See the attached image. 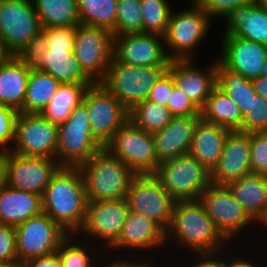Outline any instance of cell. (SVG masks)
I'll return each mask as SVG.
<instances>
[{
	"mask_svg": "<svg viewBox=\"0 0 267 267\" xmlns=\"http://www.w3.org/2000/svg\"><path fill=\"white\" fill-rule=\"evenodd\" d=\"M85 184L79 167H61L42 195V209L69 235L83 227L87 211Z\"/></svg>",
	"mask_w": 267,
	"mask_h": 267,
	"instance_id": "cell-1",
	"label": "cell"
},
{
	"mask_svg": "<svg viewBox=\"0 0 267 267\" xmlns=\"http://www.w3.org/2000/svg\"><path fill=\"white\" fill-rule=\"evenodd\" d=\"M169 236L197 254L220 253L228 241L216 228L199 200L174 202L171 222L165 230V241Z\"/></svg>",
	"mask_w": 267,
	"mask_h": 267,
	"instance_id": "cell-2",
	"label": "cell"
},
{
	"mask_svg": "<svg viewBox=\"0 0 267 267\" xmlns=\"http://www.w3.org/2000/svg\"><path fill=\"white\" fill-rule=\"evenodd\" d=\"M88 202L123 199L137 175L105 147L79 166Z\"/></svg>",
	"mask_w": 267,
	"mask_h": 267,
	"instance_id": "cell-3",
	"label": "cell"
},
{
	"mask_svg": "<svg viewBox=\"0 0 267 267\" xmlns=\"http://www.w3.org/2000/svg\"><path fill=\"white\" fill-rule=\"evenodd\" d=\"M168 66H134L118 62L114 57L100 82L129 111L135 104L147 100L155 83Z\"/></svg>",
	"mask_w": 267,
	"mask_h": 267,
	"instance_id": "cell-4",
	"label": "cell"
},
{
	"mask_svg": "<svg viewBox=\"0 0 267 267\" xmlns=\"http://www.w3.org/2000/svg\"><path fill=\"white\" fill-rule=\"evenodd\" d=\"M103 148L91 134L88 111L83 103L58 125L56 156L62 167H79Z\"/></svg>",
	"mask_w": 267,
	"mask_h": 267,
	"instance_id": "cell-5",
	"label": "cell"
},
{
	"mask_svg": "<svg viewBox=\"0 0 267 267\" xmlns=\"http://www.w3.org/2000/svg\"><path fill=\"white\" fill-rule=\"evenodd\" d=\"M153 174L174 201L198 200L211 184L210 171L189 154L161 162Z\"/></svg>",
	"mask_w": 267,
	"mask_h": 267,
	"instance_id": "cell-6",
	"label": "cell"
},
{
	"mask_svg": "<svg viewBox=\"0 0 267 267\" xmlns=\"http://www.w3.org/2000/svg\"><path fill=\"white\" fill-rule=\"evenodd\" d=\"M105 148L136 174H153L160 164L153 134L136 127L129 120Z\"/></svg>",
	"mask_w": 267,
	"mask_h": 267,
	"instance_id": "cell-7",
	"label": "cell"
},
{
	"mask_svg": "<svg viewBox=\"0 0 267 267\" xmlns=\"http://www.w3.org/2000/svg\"><path fill=\"white\" fill-rule=\"evenodd\" d=\"M82 103L88 111L91 134L103 147L129 120L127 108L100 83L89 86Z\"/></svg>",
	"mask_w": 267,
	"mask_h": 267,
	"instance_id": "cell-8",
	"label": "cell"
},
{
	"mask_svg": "<svg viewBox=\"0 0 267 267\" xmlns=\"http://www.w3.org/2000/svg\"><path fill=\"white\" fill-rule=\"evenodd\" d=\"M73 52L84 73L94 83H100L113 57L112 32L102 27L78 24Z\"/></svg>",
	"mask_w": 267,
	"mask_h": 267,
	"instance_id": "cell-9",
	"label": "cell"
},
{
	"mask_svg": "<svg viewBox=\"0 0 267 267\" xmlns=\"http://www.w3.org/2000/svg\"><path fill=\"white\" fill-rule=\"evenodd\" d=\"M15 232L17 258L21 263L55 253L69 235L44 212L16 226Z\"/></svg>",
	"mask_w": 267,
	"mask_h": 267,
	"instance_id": "cell-10",
	"label": "cell"
},
{
	"mask_svg": "<svg viewBox=\"0 0 267 267\" xmlns=\"http://www.w3.org/2000/svg\"><path fill=\"white\" fill-rule=\"evenodd\" d=\"M190 10H182L170 15L164 46L171 48L170 60L192 59L193 49L204 39L210 24L208 13L193 4Z\"/></svg>",
	"mask_w": 267,
	"mask_h": 267,
	"instance_id": "cell-11",
	"label": "cell"
},
{
	"mask_svg": "<svg viewBox=\"0 0 267 267\" xmlns=\"http://www.w3.org/2000/svg\"><path fill=\"white\" fill-rule=\"evenodd\" d=\"M41 30L32 0H0V38L12 55L19 54Z\"/></svg>",
	"mask_w": 267,
	"mask_h": 267,
	"instance_id": "cell-12",
	"label": "cell"
},
{
	"mask_svg": "<svg viewBox=\"0 0 267 267\" xmlns=\"http://www.w3.org/2000/svg\"><path fill=\"white\" fill-rule=\"evenodd\" d=\"M216 228L228 240L256 221L234 198L227 185L210 184L198 199Z\"/></svg>",
	"mask_w": 267,
	"mask_h": 267,
	"instance_id": "cell-13",
	"label": "cell"
},
{
	"mask_svg": "<svg viewBox=\"0 0 267 267\" xmlns=\"http://www.w3.org/2000/svg\"><path fill=\"white\" fill-rule=\"evenodd\" d=\"M126 199L129 210L153 219L164 230L169 227L175 201L154 174H137Z\"/></svg>",
	"mask_w": 267,
	"mask_h": 267,
	"instance_id": "cell-14",
	"label": "cell"
},
{
	"mask_svg": "<svg viewBox=\"0 0 267 267\" xmlns=\"http://www.w3.org/2000/svg\"><path fill=\"white\" fill-rule=\"evenodd\" d=\"M14 145L9 150L19 155L57 158L58 125L40 114L18 112Z\"/></svg>",
	"mask_w": 267,
	"mask_h": 267,
	"instance_id": "cell-15",
	"label": "cell"
},
{
	"mask_svg": "<svg viewBox=\"0 0 267 267\" xmlns=\"http://www.w3.org/2000/svg\"><path fill=\"white\" fill-rule=\"evenodd\" d=\"M61 167L56 158L23 156L9 151L6 184L42 196Z\"/></svg>",
	"mask_w": 267,
	"mask_h": 267,
	"instance_id": "cell-16",
	"label": "cell"
},
{
	"mask_svg": "<svg viewBox=\"0 0 267 267\" xmlns=\"http://www.w3.org/2000/svg\"><path fill=\"white\" fill-rule=\"evenodd\" d=\"M162 39V41H161ZM164 37L150 33H127L113 37V57L134 66H168Z\"/></svg>",
	"mask_w": 267,
	"mask_h": 267,
	"instance_id": "cell-17",
	"label": "cell"
},
{
	"mask_svg": "<svg viewBox=\"0 0 267 267\" xmlns=\"http://www.w3.org/2000/svg\"><path fill=\"white\" fill-rule=\"evenodd\" d=\"M128 213L126 198L88 202L85 222L78 234L100 238L110 248L118 240Z\"/></svg>",
	"mask_w": 267,
	"mask_h": 267,
	"instance_id": "cell-18",
	"label": "cell"
},
{
	"mask_svg": "<svg viewBox=\"0 0 267 267\" xmlns=\"http://www.w3.org/2000/svg\"><path fill=\"white\" fill-rule=\"evenodd\" d=\"M221 46L218 60L229 70L251 80L267 75V45L224 35Z\"/></svg>",
	"mask_w": 267,
	"mask_h": 267,
	"instance_id": "cell-19",
	"label": "cell"
},
{
	"mask_svg": "<svg viewBox=\"0 0 267 267\" xmlns=\"http://www.w3.org/2000/svg\"><path fill=\"white\" fill-rule=\"evenodd\" d=\"M251 174L250 133L230 131L221 157L210 172L212 184L227 185L230 181Z\"/></svg>",
	"mask_w": 267,
	"mask_h": 267,
	"instance_id": "cell-20",
	"label": "cell"
},
{
	"mask_svg": "<svg viewBox=\"0 0 267 267\" xmlns=\"http://www.w3.org/2000/svg\"><path fill=\"white\" fill-rule=\"evenodd\" d=\"M208 70L196 68L192 59L170 60L167 71L172 75L175 86L201 110L216 84V62Z\"/></svg>",
	"mask_w": 267,
	"mask_h": 267,
	"instance_id": "cell-21",
	"label": "cell"
},
{
	"mask_svg": "<svg viewBox=\"0 0 267 267\" xmlns=\"http://www.w3.org/2000/svg\"><path fill=\"white\" fill-rule=\"evenodd\" d=\"M200 118L201 116L173 117L165 128L153 134L159 163L188 154Z\"/></svg>",
	"mask_w": 267,
	"mask_h": 267,
	"instance_id": "cell-22",
	"label": "cell"
},
{
	"mask_svg": "<svg viewBox=\"0 0 267 267\" xmlns=\"http://www.w3.org/2000/svg\"><path fill=\"white\" fill-rule=\"evenodd\" d=\"M165 230L153 219L129 210L118 240L110 247L153 249L165 243Z\"/></svg>",
	"mask_w": 267,
	"mask_h": 267,
	"instance_id": "cell-23",
	"label": "cell"
},
{
	"mask_svg": "<svg viewBox=\"0 0 267 267\" xmlns=\"http://www.w3.org/2000/svg\"><path fill=\"white\" fill-rule=\"evenodd\" d=\"M224 35H235L242 39L267 45V9L256 0L233 9L226 17Z\"/></svg>",
	"mask_w": 267,
	"mask_h": 267,
	"instance_id": "cell-24",
	"label": "cell"
},
{
	"mask_svg": "<svg viewBox=\"0 0 267 267\" xmlns=\"http://www.w3.org/2000/svg\"><path fill=\"white\" fill-rule=\"evenodd\" d=\"M229 132V129L201 117L196 124L188 154L211 172L221 157Z\"/></svg>",
	"mask_w": 267,
	"mask_h": 267,
	"instance_id": "cell-25",
	"label": "cell"
},
{
	"mask_svg": "<svg viewBox=\"0 0 267 267\" xmlns=\"http://www.w3.org/2000/svg\"><path fill=\"white\" fill-rule=\"evenodd\" d=\"M234 198L258 223L267 220V175L248 174L227 184Z\"/></svg>",
	"mask_w": 267,
	"mask_h": 267,
	"instance_id": "cell-26",
	"label": "cell"
},
{
	"mask_svg": "<svg viewBox=\"0 0 267 267\" xmlns=\"http://www.w3.org/2000/svg\"><path fill=\"white\" fill-rule=\"evenodd\" d=\"M42 212V196L7 184L0 189V224L16 227Z\"/></svg>",
	"mask_w": 267,
	"mask_h": 267,
	"instance_id": "cell-27",
	"label": "cell"
},
{
	"mask_svg": "<svg viewBox=\"0 0 267 267\" xmlns=\"http://www.w3.org/2000/svg\"><path fill=\"white\" fill-rule=\"evenodd\" d=\"M30 71L16 55L0 64V105L23 108Z\"/></svg>",
	"mask_w": 267,
	"mask_h": 267,
	"instance_id": "cell-28",
	"label": "cell"
},
{
	"mask_svg": "<svg viewBox=\"0 0 267 267\" xmlns=\"http://www.w3.org/2000/svg\"><path fill=\"white\" fill-rule=\"evenodd\" d=\"M34 69L48 73L61 84H94L80 67L73 50L49 49Z\"/></svg>",
	"mask_w": 267,
	"mask_h": 267,
	"instance_id": "cell-29",
	"label": "cell"
},
{
	"mask_svg": "<svg viewBox=\"0 0 267 267\" xmlns=\"http://www.w3.org/2000/svg\"><path fill=\"white\" fill-rule=\"evenodd\" d=\"M201 117L207 122L221 125L230 131L242 132L243 116L238 105L217 86L201 109Z\"/></svg>",
	"mask_w": 267,
	"mask_h": 267,
	"instance_id": "cell-30",
	"label": "cell"
},
{
	"mask_svg": "<svg viewBox=\"0 0 267 267\" xmlns=\"http://www.w3.org/2000/svg\"><path fill=\"white\" fill-rule=\"evenodd\" d=\"M216 84L235 104L244 117L250 109L253 97H256L251 79L226 68L218 59L216 61Z\"/></svg>",
	"mask_w": 267,
	"mask_h": 267,
	"instance_id": "cell-31",
	"label": "cell"
},
{
	"mask_svg": "<svg viewBox=\"0 0 267 267\" xmlns=\"http://www.w3.org/2000/svg\"><path fill=\"white\" fill-rule=\"evenodd\" d=\"M93 84H60L56 93L40 115L53 124L60 125L68 119Z\"/></svg>",
	"mask_w": 267,
	"mask_h": 267,
	"instance_id": "cell-32",
	"label": "cell"
},
{
	"mask_svg": "<svg viewBox=\"0 0 267 267\" xmlns=\"http://www.w3.org/2000/svg\"><path fill=\"white\" fill-rule=\"evenodd\" d=\"M61 83L54 77L37 69H31L26 87L23 108L26 114H40L48 105Z\"/></svg>",
	"mask_w": 267,
	"mask_h": 267,
	"instance_id": "cell-33",
	"label": "cell"
},
{
	"mask_svg": "<svg viewBox=\"0 0 267 267\" xmlns=\"http://www.w3.org/2000/svg\"><path fill=\"white\" fill-rule=\"evenodd\" d=\"M42 29L80 24L77 0H32Z\"/></svg>",
	"mask_w": 267,
	"mask_h": 267,
	"instance_id": "cell-34",
	"label": "cell"
},
{
	"mask_svg": "<svg viewBox=\"0 0 267 267\" xmlns=\"http://www.w3.org/2000/svg\"><path fill=\"white\" fill-rule=\"evenodd\" d=\"M172 118L167 106L159 105L150 100L139 102L129 110V121L151 134L165 128Z\"/></svg>",
	"mask_w": 267,
	"mask_h": 267,
	"instance_id": "cell-35",
	"label": "cell"
},
{
	"mask_svg": "<svg viewBox=\"0 0 267 267\" xmlns=\"http://www.w3.org/2000/svg\"><path fill=\"white\" fill-rule=\"evenodd\" d=\"M80 24L102 27L113 32L117 0H77Z\"/></svg>",
	"mask_w": 267,
	"mask_h": 267,
	"instance_id": "cell-36",
	"label": "cell"
},
{
	"mask_svg": "<svg viewBox=\"0 0 267 267\" xmlns=\"http://www.w3.org/2000/svg\"><path fill=\"white\" fill-rule=\"evenodd\" d=\"M168 0H140L143 16V33L165 36L172 8Z\"/></svg>",
	"mask_w": 267,
	"mask_h": 267,
	"instance_id": "cell-37",
	"label": "cell"
},
{
	"mask_svg": "<svg viewBox=\"0 0 267 267\" xmlns=\"http://www.w3.org/2000/svg\"><path fill=\"white\" fill-rule=\"evenodd\" d=\"M127 33H143L140 0H117V17L112 35Z\"/></svg>",
	"mask_w": 267,
	"mask_h": 267,
	"instance_id": "cell-38",
	"label": "cell"
},
{
	"mask_svg": "<svg viewBox=\"0 0 267 267\" xmlns=\"http://www.w3.org/2000/svg\"><path fill=\"white\" fill-rule=\"evenodd\" d=\"M72 237L68 235L57 248V253L60 258L61 267H90L91 259L89 252L84 246L74 243ZM72 240V241H71ZM72 242V243H71Z\"/></svg>",
	"mask_w": 267,
	"mask_h": 267,
	"instance_id": "cell-39",
	"label": "cell"
},
{
	"mask_svg": "<svg viewBox=\"0 0 267 267\" xmlns=\"http://www.w3.org/2000/svg\"><path fill=\"white\" fill-rule=\"evenodd\" d=\"M267 131V98L256 96L252 99L249 112L243 117L242 132Z\"/></svg>",
	"mask_w": 267,
	"mask_h": 267,
	"instance_id": "cell-40",
	"label": "cell"
},
{
	"mask_svg": "<svg viewBox=\"0 0 267 267\" xmlns=\"http://www.w3.org/2000/svg\"><path fill=\"white\" fill-rule=\"evenodd\" d=\"M251 173L267 175V131L250 133Z\"/></svg>",
	"mask_w": 267,
	"mask_h": 267,
	"instance_id": "cell-41",
	"label": "cell"
},
{
	"mask_svg": "<svg viewBox=\"0 0 267 267\" xmlns=\"http://www.w3.org/2000/svg\"><path fill=\"white\" fill-rule=\"evenodd\" d=\"M48 50L49 46L47 45L46 32L42 29L16 56L27 65L28 68L34 69L40 63L43 53Z\"/></svg>",
	"mask_w": 267,
	"mask_h": 267,
	"instance_id": "cell-42",
	"label": "cell"
},
{
	"mask_svg": "<svg viewBox=\"0 0 267 267\" xmlns=\"http://www.w3.org/2000/svg\"><path fill=\"white\" fill-rule=\"evenodd\" d=\"M43 30L46 32L49 49L73 50L76 26H54Z\"/></svg>",
	"mask_w": 267,
	"mask_h": 267,
	"instance_id": "cell-43",
	"label": "cell"
},
{
	"mask_svg": "<svg viewBox=\"0 0 267 267\" xmlns=\"http://www.w3.org/2000/svg\"><path fill=\"white\" fill-rule=\"evenodd\" d=\"M167 108L173 117L201 116V110L176 86L173 87Z\"/></svg>",
	"mask_w": 267,
	"mask_h": 267,
	"instance_id": "cell-44",
	"label": "cell"
},
{
	"mask_svg": "<svg viewBox=\"0 0 267 267\" xmlns=\"http://www.w3.org/2000/svg\"><path fill=\"white\" fill-rule=\"evenodd\" d=\"M19 262L15 226L0 224V265Z\"/></svg>",
	"mask_w": 267,
	"mask_h": 267,
	"instance_id": "cell-45",
	"label": "cell"
},
{
	"mask_svg": "<svg viewBox=\"0 0 267 267\" xmlns=\"http://www.w3.org/2000/svg\"><path fill=\"white\" fill-rule=\"evenodd\" d=\"M18 112L9 106L0 105V146L1 150L5 149V145L14 142L15 139V121Z\"/></svg>",
	"mask_w": 267,
	"mask_h": 267,
	"instance_id": "cell-46",
	"label": "cell"
},
{
	"mask_svg": "<svg viewBox=\"0 0 267 267\" xmlns=\"http://www.w3.org/2000/svg\"><path fill=\"white\" fill-rule=\"evenodd\" d=\"M174 86L175 81L172 75L166 71L151 89L147 100L167 106Z\"/></svg>",
	"mask_w": 267,
	"mask_h": 267,
	"instance_id": "cell-47",
	"label": "cell"
},
{
	"mask_svg": "<svg viewBox=\"0 0 267 267\" xmlns=\"http://www.w3.org/2000/svg\"><path fill=\"white\" fill-rule=\"evenodd\" d=\"M253 0H203L199 5L212 16H227L233 9L238 6L246 5Z\"/></svg>",
	"mask_w": 267,
	"mask_h": 267,
	"instance_id": "cell-48",
	"label": "cell"
},
{
	"mask_svg": "<svg viewBox=\"0 0 267 267\" xmlns=\"http://www.w3.org/2000/svg\"><path fill=\"white\" fill-rule=\"evenodd\" d=\"M25 267H61L58 253L32 258L24 262Z\"/></svg>",
	"mask_w": 267,
	"mask_h": 267,
	"instance_id": "cell-49",
	"label": "cell"
},
{
	"mask_svg": "<svg viewBox=\"0 0 267 267\" xmlns=\"http://www.w3.org/2000/svg\"><path fill=\"white\" fill-rule=\"evenodd\" d=\"M199 255H201V257ZM213 255L216 256L217 255L216 252L198 253V257H200V259L202 260L197 262L195 267H228V263L226 261H221V259H216Z\"/></svg>",
	"mask_w": 267,
	"mask_h": 267,
	"instance_id": "cell-50",
	"label": "cell"
},
{
	"mask_svg": "<svg viewBox=\"0 0 267 267\" xmlns=\"http://www.w3.org/2000/svg\"><path fill=\"white\" fill-rule=\"evenodd\" d=\"M8 150L0 149V189L6 185V173H7V164H8Z\"/></svg>",
	"mask_w": 267,
	"mask_h": 267,
	"instance_id": "cell-51",
	"label": "cell"
},
{
	"mask_svg": "<svg viewBox=\"0 0 267 267\" xmlns=\"http://www.w3.org/2000/svg\"><path fill=\"white\" fill-rule=\"evenodd\" d=\"M252 83L255 93L260 97L267 98V75L253 78Z\"/></svg>",
	"mask_w": 267,
	"mask_h": 267,
	"instance_id": "cell-52",
	"label": "cell"
},
{
	"mask_svg": "<svg viewBox=\"0 0 267 267\" xmlns=\"http://www.w3.org/2000/svg\"><path fill=\"white\" fill-rule=\"evenodd\" d=\"M109 267H151L150 264H148L147 262H143L141 263L139 261V263L137 262H130V261H126V260H118L117 262H112V263H109Z\"/></svg>",
	"mask_w": 267,
	"mask_h": 267,
	"instance_id": "cell-53",
	"label": "cell"
},
{
	"mask_svg": "<svg viewBox=\"0 0 267 267\" xmlns=\"http://www.w3.org/2000/svg\"><path fill=\"white\" fill-rule=\"evenodd\" d=\"M255 263H251L249 260H243V258L241 259H234L233 261H231L230 263H228V267H257L256 265H254Z\"/></svg>",
	"mask_w": 267,
	"mask_h": 267,
	"instance_id": "cell-54",
	"label": "cell"
},
{
	"mask_svg": "<svg viewBox=\"0 0 267 267\" xmlns=\"http://www.w3.org/2000/svg\"><path fill=\"white\" fill-rule=\"evenodd\" d=\"M12 54L7 50L3 40L0 38V64L5 63Z\"/></svg>",
	"mask_w": 267,
	"mask_h": 267,
	"instance_id": "cell-55",
	"label": "cell"
},
{
	"mask_svg": "<svg viewBox=\"0 0 267 267\" xmlns=\"http://www.w3.org/2000/svg\"><path fill=\"white\" fill-rule=\"evenodd\" d=\"M0 267H25L24 263L16 262L13 264H2Z\"/></svg>",
	"mask_w": 267,
	"mask_h": 267,
	"instance_id": "cell-56",
	"label": "cell"
},
{
	"mask_svg": "<svg viewBox=\"0 0 267 267\" xmlns=\"http://www.w3.org/2000/svg\"><path fill=\"white\" fill-rule=\"evenodd\" d=\"M256 2H257L260 6L264 7L265 9H267V0H256Z\"/></svg>",
	"mask_w": 267,
	"mask_h": 267,
	"instance_id": "cell-57",
	"label": "cell"
},
{
	"mask_svg": "<svg viewBox=\"0 0 267 267\" xmlns=\"http://www.w3.org/2000/svg\"><path fill=\"white\" fill-rule=\"evenodd\" d=\"M203 0H192L193 4L199 5Z\"/></svg>",
	"mask_w": 267,
	"mask_h": 267,
	"instance_id": "cell-58",
	"label": "cell"
}]
</instances>
